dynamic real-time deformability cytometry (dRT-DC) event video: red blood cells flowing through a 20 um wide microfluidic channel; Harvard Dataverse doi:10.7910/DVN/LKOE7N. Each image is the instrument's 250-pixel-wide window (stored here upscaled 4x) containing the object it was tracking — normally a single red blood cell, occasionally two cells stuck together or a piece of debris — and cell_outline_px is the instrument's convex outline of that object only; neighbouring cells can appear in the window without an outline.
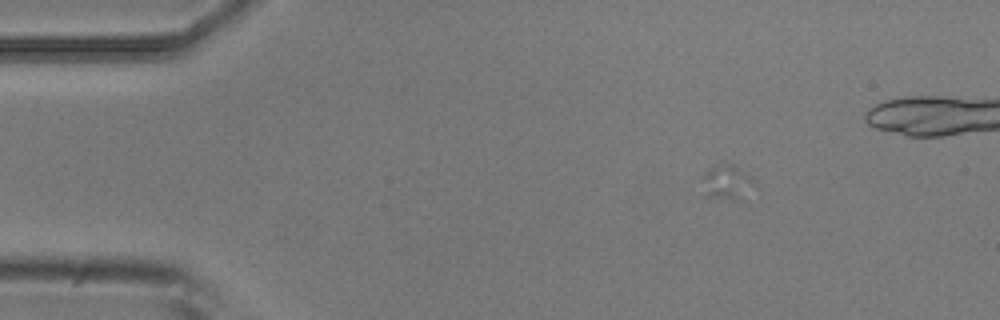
{"species": "common noctule bat (a hibernating species)", "species_latin": "Nyctalus noctula", "temperature_condition": "room temperature", "stored_images_in_passage": 5, "camera_frame_rate_fps": 3000, "um_per_image_px": 0.085, "animal": {"sex": "male", "body_mass_g": 20.5, "forearm_length_mm": 52.5}, "frame": {"image": 1, "passage_image": 1, "time_ms": 0.0, "image_size_px": [1000, 320], "cell_outline_px": [[756, 184], [740, 200], [732, 200], [708, 196], [700, 176], [704, 172], [712, 168], [728, 164], [736, 164], [752, 176], [756, 180]], "centroid_in_image_um": [61.86, 15.48], "position_along_channel_um": 23.1, "area_um2": 10.52}}